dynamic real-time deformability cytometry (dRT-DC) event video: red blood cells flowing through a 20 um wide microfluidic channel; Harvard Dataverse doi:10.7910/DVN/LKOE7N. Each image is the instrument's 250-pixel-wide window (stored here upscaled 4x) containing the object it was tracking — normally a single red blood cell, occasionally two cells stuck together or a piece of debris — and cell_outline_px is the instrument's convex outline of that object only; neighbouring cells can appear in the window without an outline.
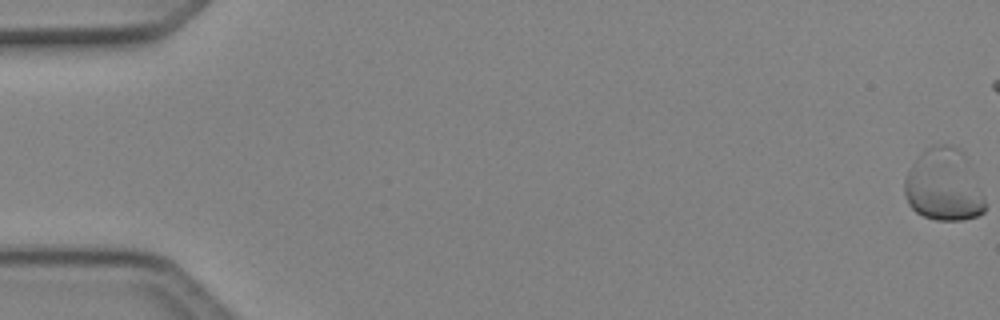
{"species": "Egyptian fruit bat (a non-hibernating species)", "species_latin": "Rousettus aegyptiacus", "temperature_condition": "cold", "stored_images_in_passage": 7, "camera_frame_rate_fps": 3000, "um_per_image_px": 0.085, "animal": {"sex": "female"}, "frame": {"image": 1, "passage_image": 1, "time_ms": 0.0, "image_size_px": [1000, 320], "cell_outline_px": [[984, 212], [976, 216], [964, 220], [936, 220], [924, 216], [916, 212], [908, 204], [904, 192], [904, 180], [908, 172], [912, 168], [984, 196]], "centroid_in_image_um": [79.96, 16.83], "position_along_channel_um": 5.0, "area_um2": 20.11}}
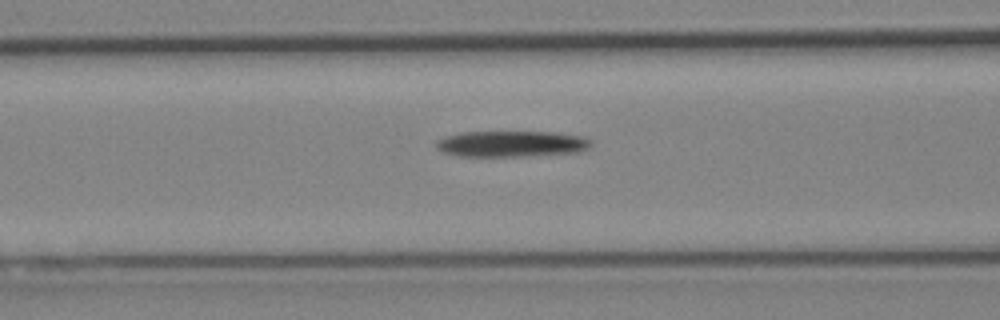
{"frame": {"image": 2, "passage_image": 7, "time_ms": 2.0, "image_size_px": [1000, 320], "cell_outline_px": [[592, 148], [576, 152], [524, 156], [456, 156], [444, 152], [436, 148], [436, 140], [444, 136], [460, 132], [556, 132], [584, 136], [592, 140]], "centroid_in_image_um": [43.49, 12.22], "position_along_channel_um": 123.1, "area_um2": 23.76}}